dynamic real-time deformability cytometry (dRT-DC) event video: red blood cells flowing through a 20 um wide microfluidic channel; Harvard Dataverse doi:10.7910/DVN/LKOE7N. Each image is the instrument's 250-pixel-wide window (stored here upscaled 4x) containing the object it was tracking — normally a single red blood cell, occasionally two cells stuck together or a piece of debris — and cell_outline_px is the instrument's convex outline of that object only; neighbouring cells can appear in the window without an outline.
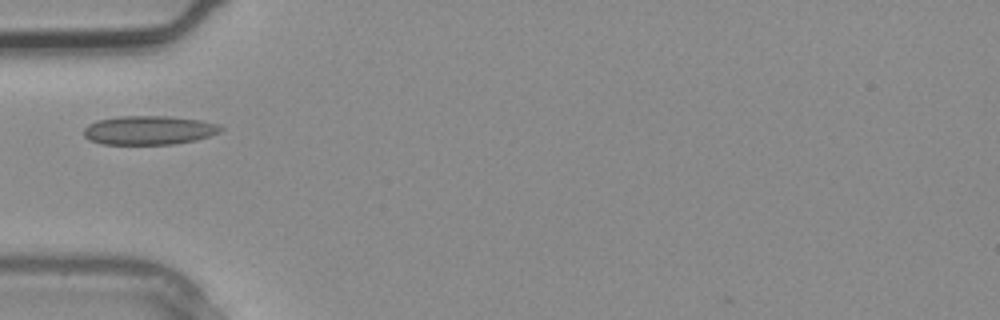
{"species": "common noctule bat (a hibernating species)", "species_latin": "Nyctalus noctula", "temperature_condition": "warm", "stored_images_in_passage": 3, "camera_frame_rate_fps": 3000, "um_per_image_px": 0.085, "animal": {"sex": "male", "body_mass_g": 20.4}, "frame": {"image": 1, "passage_image": 3, "time_ms": 0.667, "image_size_px": [1000, 320], "cell_outline_px": [[224, 128], [220, 132], [196, 140], [176, 144], [100, 144], [88, 140], [84, 136], [84, 128], [88, 124], [96, 120], [120, 116], [168, 116], [200, 120], [216, 124]], "centroid_in_image_um": [12.62, 11.07], "position_along_channel_um": 72.4, "area_um2": 23.18}}